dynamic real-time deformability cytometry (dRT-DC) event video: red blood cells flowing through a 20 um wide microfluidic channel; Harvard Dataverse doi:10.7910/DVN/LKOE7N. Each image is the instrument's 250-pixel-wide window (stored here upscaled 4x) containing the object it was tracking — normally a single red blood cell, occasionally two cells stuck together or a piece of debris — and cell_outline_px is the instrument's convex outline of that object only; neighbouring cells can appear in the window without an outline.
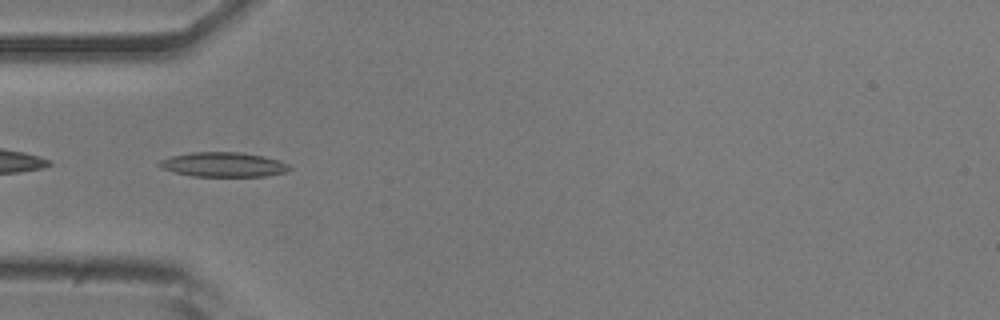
{"species": "common noctule bat (a hibernating species)", "species_latin": "Nyctalus noctula", "temperature_condition": "room temperature", "stored_images_in_passage": 38, "camera_frame_rate_fps": 3000, "um_per_image_px": 0.085, "animal": {"sex": "male", "body_mass_g": 20.5, "forearm_length_mm": 52.5}, "frame": {"image": 1, "passage_image": 1, "time_ms": 0.0, "image_size_px": [1000, 320], "cell_outline_px": [[292, 168], [284, 172], [264, 176], [192, 176], [160, 168], [156, 164], [160, 160], [172, 156], [192, 152], [240, 152], [264, 156], [280, 160], [288, 164]], "centroid_in_image_um": [18.98, 13.98], "position_along_channel_um": 66.0, "area_um2": 18.61}}
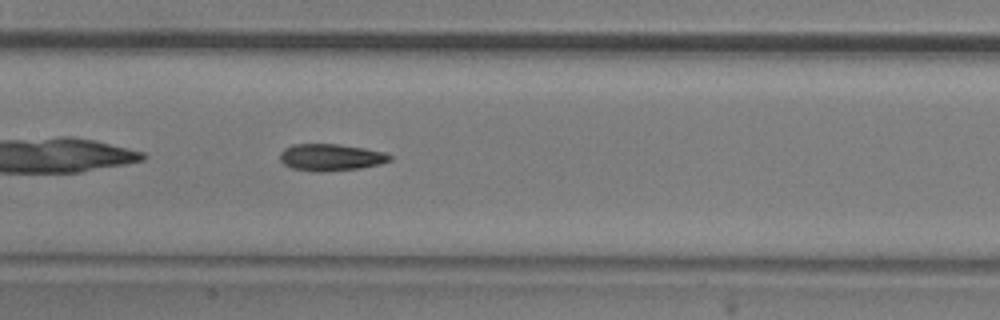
{"frame": {"image": 2, "passage_image": 10, "time_ms": 3.0, "image_size_px": [1000, 320], "cell_outline_px": [[392, 160], [380, 164], [360, 168], [324, 172], [312, 172], [292, 168], [284, 164], [280, 160], [280, 152], [284, 148], [292, 144], [336, 144], [364, 148], [384, 152], [392, 156]], "centroid_in_image_um": [28.1, 13.38], "position_along_channel_um": 179.3, "area_um2": 17.34}}
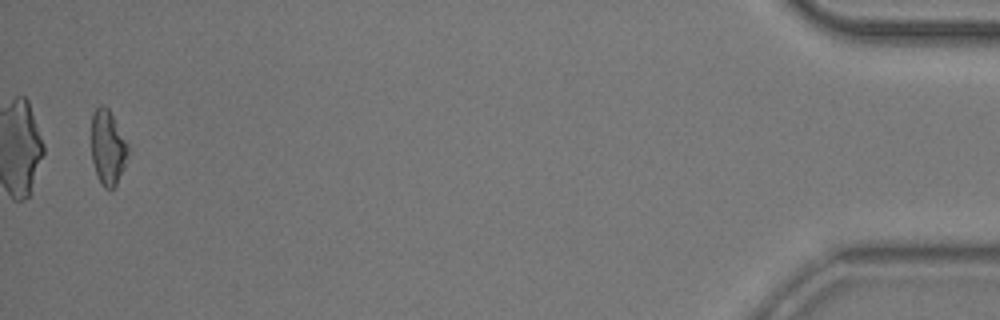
{"frame": {"image": 3, "passage_image": 37, "time_ms": 12.0, "image_size_px": [1000, 320], "cell_outline_px": [[128, 152], [124, 168], [116, 184], [112, 188], [104, 188], [100, 184], [96, 176], [92, 160], [92, 112], [100, 104], [104, 104], [108, 108], [128, 144]], "centroid_in_image_um": [9.14, 12.54], "position_along_channel_um": 426.1, "area_um2": 15.95}, "authors_computed_cell_mechanics": {"area_um2": 16.9354, "velocity_mm_per_s": 3.7341, "shape_relaxation_time_tau1_ms": 5.4835, "shape_relaxation_time_tau2_ms": 5.1297, "deformation_change_tau1": 0.1647, "deformation_change_tau2": 0.1326}}